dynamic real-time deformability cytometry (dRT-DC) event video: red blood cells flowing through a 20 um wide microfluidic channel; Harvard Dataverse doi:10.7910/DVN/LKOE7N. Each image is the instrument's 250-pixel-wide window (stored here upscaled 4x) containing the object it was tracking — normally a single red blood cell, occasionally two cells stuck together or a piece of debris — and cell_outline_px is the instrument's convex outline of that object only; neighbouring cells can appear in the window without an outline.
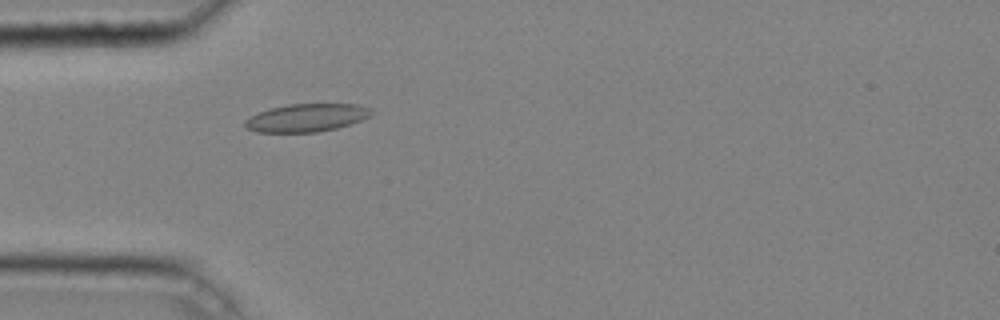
{"species": "common noctule bat (a hibernating species)", "species_latin": "Nyctalus noctula", "temperature_condition": "cold", "stored_images_in_passage": 35, "camera_frame_rate_fps": 3000, "um_per_image_px": 0.085, "animal": {"sex": "male", "body_mass_g": 20.4}, "frame": {"image": 1, "passage_image": 8, "time_ms": 2.333, "image_size_px": [1000, 320], "cell_outline_px": [[372, 112], [368, 116], [360, 120], [336, 128], [316, 132], [256, 132], [248, 128], [244, 124], [244, 120], [248, 116], [256, 112], [288, 104], [356, 104], [372, 108]], "centroid_in_image_um": [26.0, 10.0], "position_along_channel_um": 59.0, "area_um2": 20.46}}
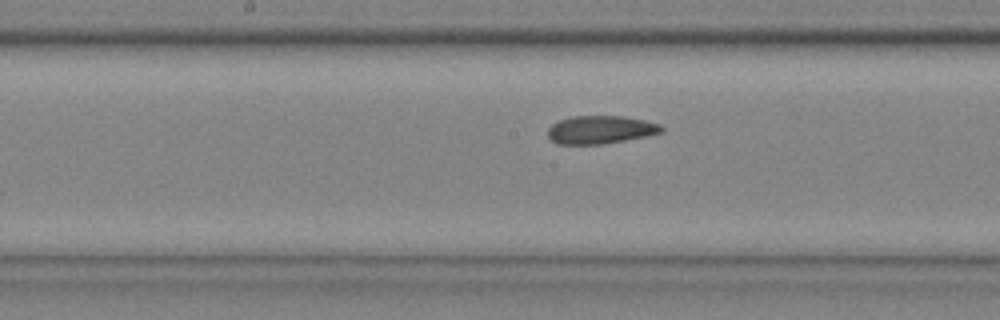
{"frame": {"image": 2, "passage_image": 18, "time_ms": 5.667, "image_size_px": [1000, 320], "cell_outline_px": [[664, 132], [624, 140], [600, 144], [556, 144], [548, 136], [548, 128], [552, 124], [560, 120], [572, 116], [624, 116], [644, 120], [660, 124], [664, 128]], "centroid_in_image_um": [51.04, 11.02], "position_along_channel_um": 197.2, "area_um2": 18.5}}
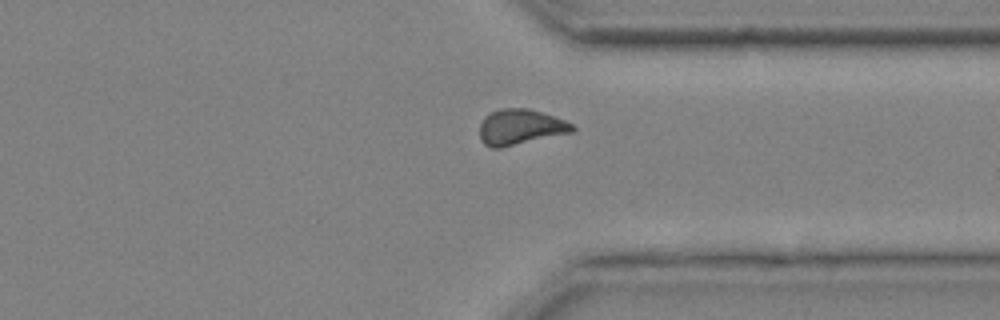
{"frame": {"image": 3, "passage_image": 30, "time_ms": 9.667, "image_size_px": [1000, 320], "cell_outline_px": [[576, 128], [572, 132], [500, 148], [492, 148], [484, 144], [480, 140], [480, 124], [484, 116], [488, 112], [500, 108], [528, 108], [564, 120], [572, 124]], "centroid_in_image_um": [44.18, 10.79], "position_along_channel_um": 367.2, "area_um2": 19.19}, "authors_computed_cell_mechanics": {"area_um2": 19.1896, "velocity_mm_per_s": 4.2444, "shape_relaxation_time_tau1_ms": null, "shape_relaxation_time_tau2_ms": 3.4215, "deformation_change_tau1": null, "deformation_change_tau2": 0.0614}}